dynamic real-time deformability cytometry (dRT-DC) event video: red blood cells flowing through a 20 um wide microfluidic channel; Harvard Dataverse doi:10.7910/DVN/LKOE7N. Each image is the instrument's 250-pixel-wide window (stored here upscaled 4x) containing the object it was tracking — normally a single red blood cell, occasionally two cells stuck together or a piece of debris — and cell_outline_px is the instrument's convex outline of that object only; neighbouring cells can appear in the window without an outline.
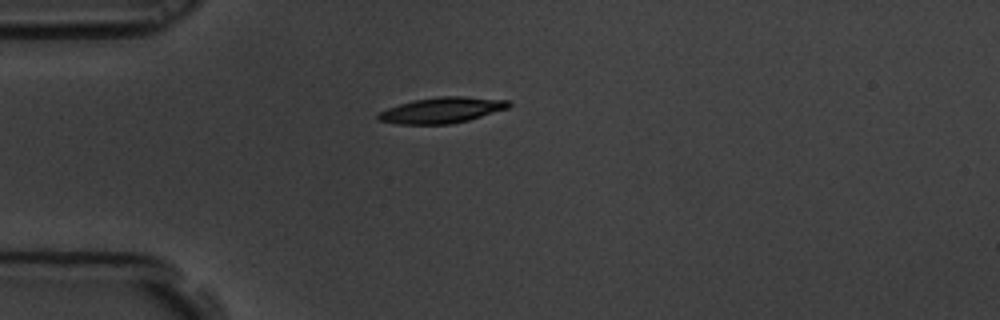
{"species": "common noctule bat (a hibernating species)", "species_latin": "Nyctalus noctula", "temperature_condition": "room temperature", "stored_images_in_passage": 44, "camera_frame_rate_fps": 3000, "um_per_image_px": 0.085, "animal": {"sex": "male", "body_mass_g": 19.5, "forearm_length_mm": 54.6}, "frame": {"image": 1, "passage_image": 1, "time_ms": 0.0, "image_size_px": [1000, 320], "cell_outline_px": [[512, 104], [508, 108], [468, 120], [452, 124], [400, 124], [376, 120], [376, 116], [380, 112], [388, 108], [412, 100], [440, 96], [464, 96], [508, 100]], "centroid_in_image_um": [37.55, 9.36], "position_along_channel_um": 47.4, "area_um2": 19.59}}
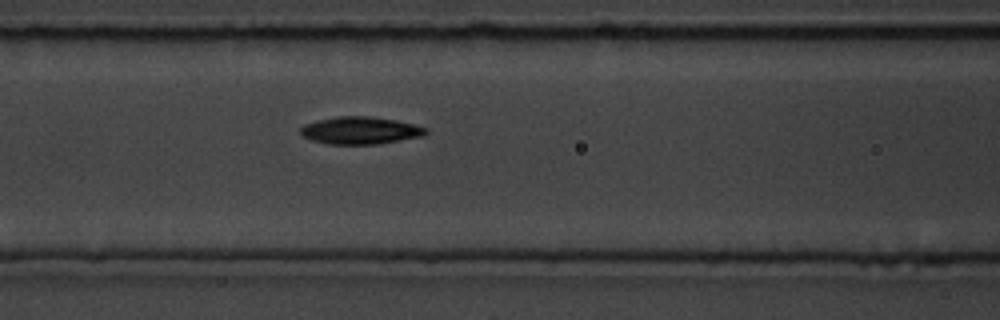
{"frame": {"image": 2, "passage_image": 10, "time_ms": 3.0, "image_size_px": [1000, 320], "cell_outline_px": [[428, 132], [424, 136], [376, 144], [328, 144], [312, 140], [304, 136], [300, 132], [300, 128], [304, 124], [316, 120], [336, 116], [368, 116], [396, 120], [416, 124], [428, 128]], "centroid_in_image_um": [30.65, 11.08], "position_along_channel_um": 136.0, "area_um2": 20.11}}
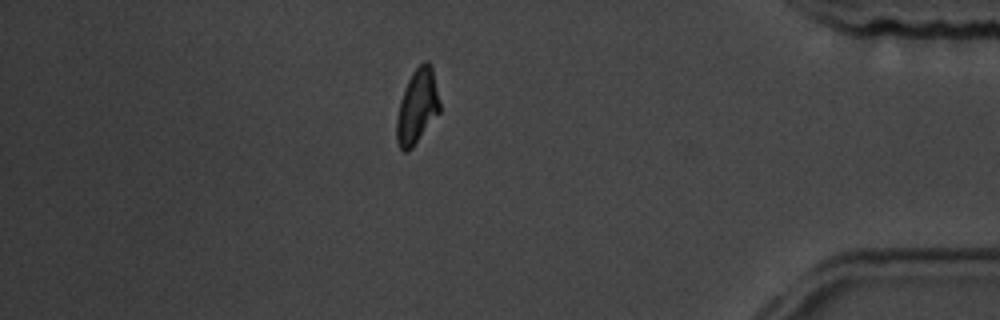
{"frame": {"image": 3, "passage_image": 36, "time_ms": 11.667, "image_size_px": [1000, 320], "cell_outline_px": [[440, 112], [412, 148], [408, 152], [404, 152], [400, 148], [396, 140], [396, 116], [400, 100], [404, 88], [412, 72], [424, 60], [428, 60], [432, 64], [440, 104]], "centroid_in_image_um": [35.45, 9.04], "position_along_channel_um": 399.7, "area_um2": 18.96}, "authors_computed_cell_mechanics": {"area_um2": 19.1607, "velocity_mm_per_s": 3.4776, "shape_relaxation_time_tau1_ms": 3.3976, "shape_relaxation_time_tau2_ms": 8.9549, "deformation_change_tau1": 0.1362, "deformation_change_tau2": 0.1293}}